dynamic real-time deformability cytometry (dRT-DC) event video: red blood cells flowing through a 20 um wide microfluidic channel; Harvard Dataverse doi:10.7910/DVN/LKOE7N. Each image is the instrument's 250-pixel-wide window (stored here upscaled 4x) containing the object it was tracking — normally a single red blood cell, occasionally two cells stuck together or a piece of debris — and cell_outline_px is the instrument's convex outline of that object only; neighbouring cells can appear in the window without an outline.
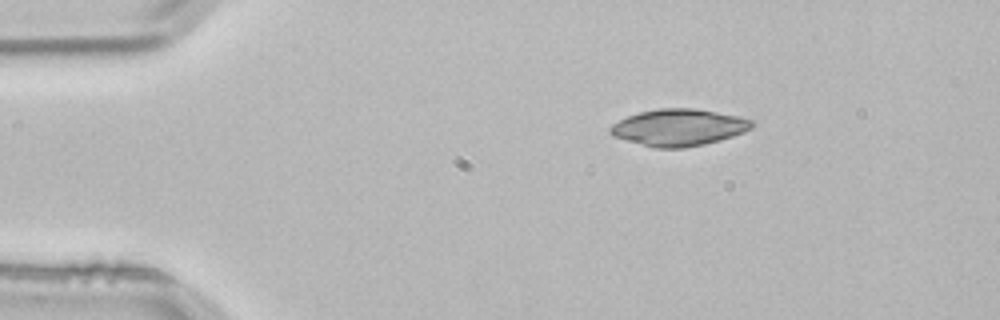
{"species": "common noctule bat (a hibernating species)", "species_latin": "Nyctalus noctula", "temperature_condition": "room temperature", "stored_images_in_passage": 4, "camera_frame_rate_fps": 3000, "um_per_image_px": 0.085, "animal": {"sex": "male", "body_mass_g": 21.5, "forearm_length_mm": 52.0}, "frame": {"image": 1, "passage_image": 4, "time_ms": 1.0, "image_size_px": [1000, 320], "cell_outline_px": [[756, 124], [752, 128], [744, 132], [720, 140], [704, 144], [684, 148], [656, 148], [612, 136], [608, 132], [608, 128], [612, 124], [628, 116], [640, 112], [660, 108], [692, 108], [740, 116], [756, 120]], "centroid_in_image_um": [57.73, 10.83], "position_along_channel_um": 27.3, "area_um2": 30.46}}